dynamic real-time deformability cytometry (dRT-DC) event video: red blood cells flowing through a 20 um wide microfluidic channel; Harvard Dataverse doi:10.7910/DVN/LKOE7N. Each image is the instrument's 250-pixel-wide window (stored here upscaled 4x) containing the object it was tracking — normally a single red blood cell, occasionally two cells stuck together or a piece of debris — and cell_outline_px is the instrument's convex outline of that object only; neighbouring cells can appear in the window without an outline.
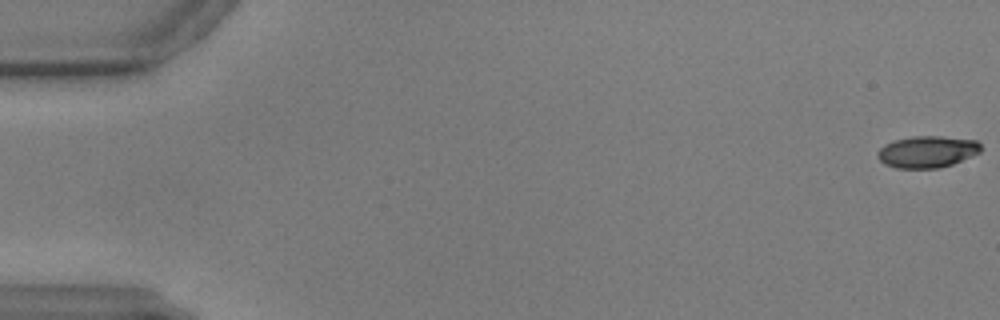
{"species": "common noctule bat (a hibernating species)", "species_latin": "Nyctalus noctula", "temperature_condition": "warm", "stored_images_in_passage": 59, "camera_frame_rate_fps": 3000, "um_per_image_px": 0.085, "animal": {"sex": "male", "body_mass_g": 17.9, "forearm_length_mm": 54.2}, "frame": {"image": 1, "passage_image": 1, "time_ms": 0.0, "image_size_px": [1000, 320], "cell_outline_px": [[980, 152], [952, 164], [940, 168], [896, 168], [884, 164], [876, 156], [876, 152], [884, 144], [896, 140], [912, 136], [940, 136], [976, 140], [980, 144]], "centroid_in_image_um": [78.77, 12.9], "position_along_channel_um": 6.2, "area_um2": 19.07}}
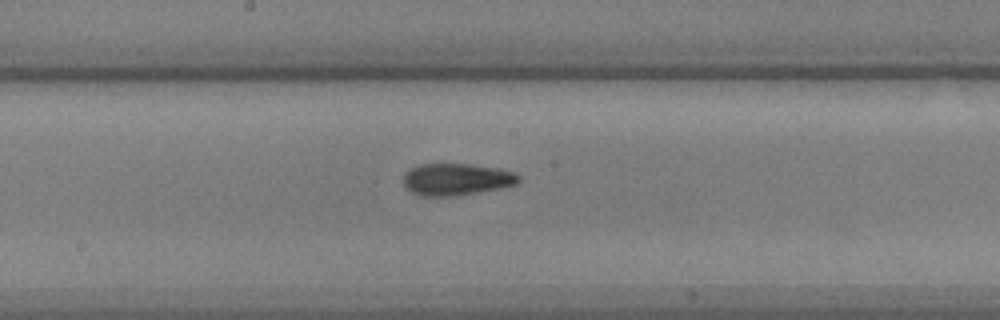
{"frame": {"image": 2, "passage_image": 32, "time_ms": 10.333, "image_size_px": [1000, 320], "cell_outline_px": [[520, 180], [516, 184], [500, 188], [456, 196], [420, 196], [404, 188], [404, 176], [412, 168], [420, 164], [468, 164], [496, 168], [516, 172], [520, 176]], "centroid_in_image_um": [38.81, 15.25], "position_along_channel_um": 209.4, "area_um2": 21.39}}
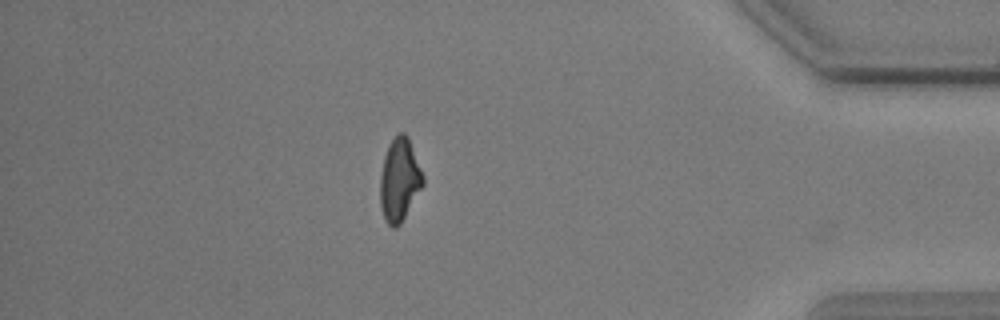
{"frame": {"image": 3, "passage_image": 52, "time_ms": 17.0, "image_size_px": [1000, 320], "cell_outline_px": [[424, 184], [400, 224], [396, 228], [392, 228], [384, 220], [380, 204], [380, 176], [384, 156], [388, 144], [400, 132], [404, 132], [408, 136], [424, 176]], "centroid_in_image_um": [33.95, 15.29], "position_along_channel_um": 401.3, "area_um2": 20.75}}